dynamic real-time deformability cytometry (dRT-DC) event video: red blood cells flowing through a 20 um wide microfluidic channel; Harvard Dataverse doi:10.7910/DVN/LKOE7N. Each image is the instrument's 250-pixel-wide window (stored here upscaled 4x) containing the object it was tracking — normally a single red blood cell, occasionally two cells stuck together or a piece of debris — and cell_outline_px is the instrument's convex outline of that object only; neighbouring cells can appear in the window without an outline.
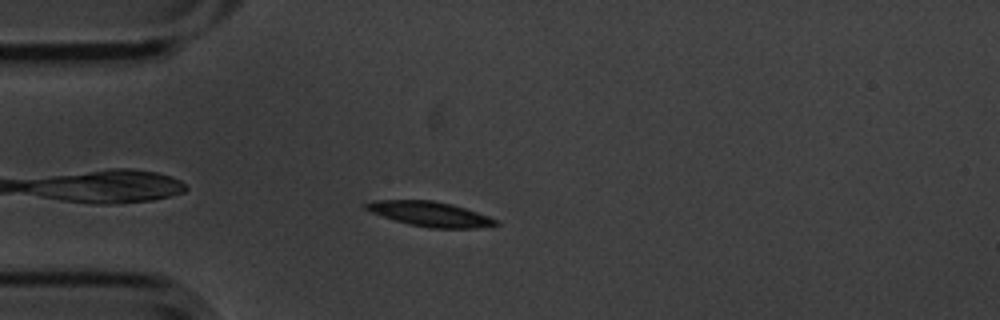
{"species": "common noctule bat (a hibernating species)", "species_latin": "Nyctalus noctula", "temperature_condition": "cold", "stored_images_in_passage": 4, "camera_frame_rate_fps": 3000, "um_per_image_px": 0.085, "animal": {"sex": "male", "body_mass_g": 20.1, "forearm_length_mm": 53.5}, "frame": {"image": 1, "passage_image": 4, "time_ms": 1.0, "image_size_px": [1000, 320], "cell_outline_px": [[500, 224], [476, 228], [428, 228], [408, 224], [372, 212], [364, 208], [360, 204], [372, 200], [432, 200], [452, 204], [488, 216], [496, 220]], "centroid_in_image_um": [36.5, 18.18], "position_along_channel_um": 48.5, "area_um2": 18.67}}